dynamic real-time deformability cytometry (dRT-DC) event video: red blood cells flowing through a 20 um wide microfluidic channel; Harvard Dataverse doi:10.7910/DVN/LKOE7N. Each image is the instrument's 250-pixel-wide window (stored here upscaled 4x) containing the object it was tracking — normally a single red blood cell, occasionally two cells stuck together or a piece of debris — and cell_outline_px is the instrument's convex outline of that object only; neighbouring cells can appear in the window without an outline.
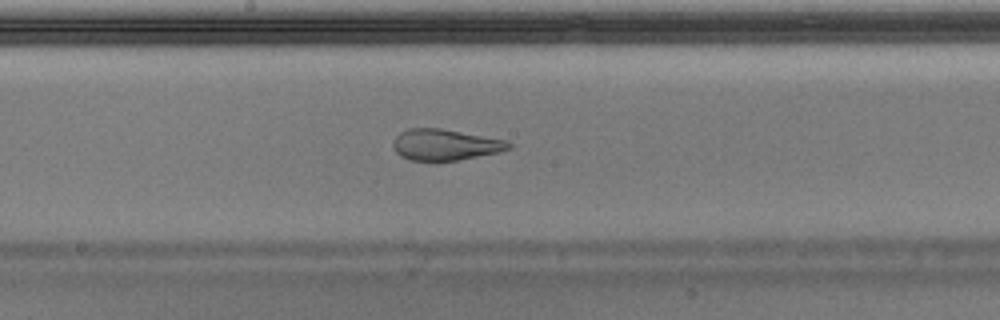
{"species": "Egyptian fruit bat (a non-hibernating species)", "species_latin": "Rousettus aegyptiacus", "temperature_condition": "warm", "stored_images_in_passage": 30, "camera_frame_rate_fps": 3000, "um_per_image_px": 0.085, "animal": {"sex": "male"}, "frame": {"image": 1, "passage_image": 13, "time_ms": 4.0, "image_size_px": [1000, 320], "cell_outline_px": [[512, 148], [500, 152], [456, 160], [408, 160], [400, 156], [392, 148], [392, 144], [396, 136], [400, 132], [408, 128], [440, 128], [508, 140], [512, 144]], "centroid_in_image_um": [37.84, 12.29], "position_along_channel_um": 210.4, "area_um2": 21.04}}
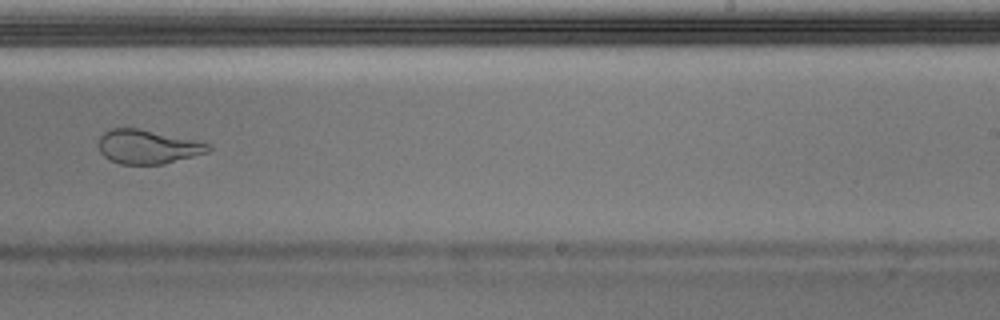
{"frame": {"image": 2, "passage_image": 18, "time_ms": 5.667, "image_size_px": [1000, 320], "cell_outline_px": [[212, 148], [208, 152], [164, 164], [120, 164], [104, 156], [100, 152], [100, 136], [108, 128], [140, 128], [212, 144]], "centroid_in_image_um": [12.57, 12.47], "position_along_channel_um": 276.4, "area_um2": 21.68}}